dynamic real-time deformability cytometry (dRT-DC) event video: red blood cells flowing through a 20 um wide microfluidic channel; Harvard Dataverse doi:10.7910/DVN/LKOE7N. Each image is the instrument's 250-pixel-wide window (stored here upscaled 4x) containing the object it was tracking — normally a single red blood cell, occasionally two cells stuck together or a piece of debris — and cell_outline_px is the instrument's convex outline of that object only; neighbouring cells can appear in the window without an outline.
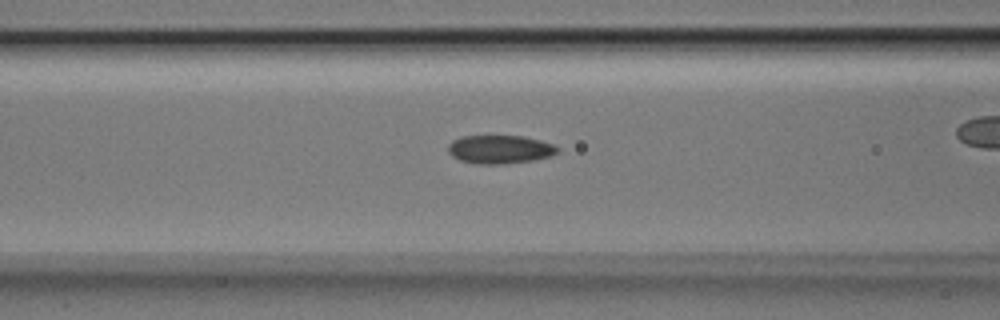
{"species": "Egyptian fruit bat (a non-hibernating species)", "species_latin": "Rousettus aegyptiacus", "temperature_condition": "room temperature", "stored_images_in_passage": 36, "camera_frame_rate_fps": 3000, "um_per_image_px": 0.085, "animal": {"sex": "male"}, "frame": {"image": 1, "passage_image": 16, "time_ms": 5.0, "image_size_px": [1000, 320], "cell_outline_px": [[560, 152], [552, 156], [532, 160], [504, 164], [476, 164], [460, 160], [452, 156], [448, 152], [448, 144], [452, 140], [464, 136], [524, 136], [540, 140], [552, 144], [560, 148]], "centroid_in_image_um": [42.5, 12.7], "position_along_channel_um": 124.1, "area_um2": 18.26}}
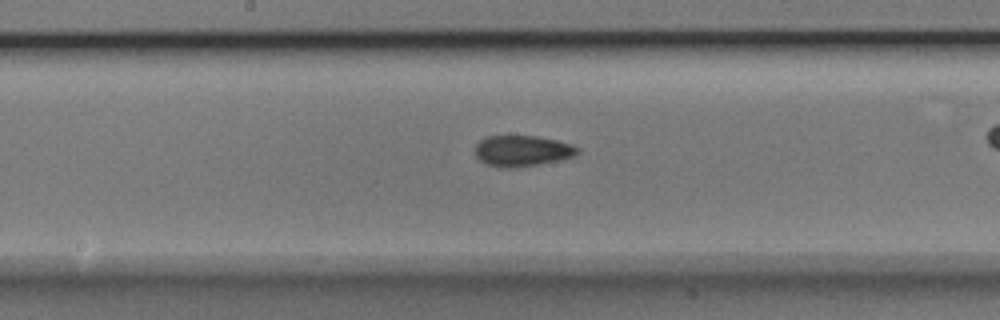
{"frame": {"image": 2, "passage_image": 22, "time_ms": 7.0, "image_size_px": [1000, 320], "cell_outline_px": [[580, 152], [572, 156], [556, 160], [536, 164], [508, 168], [504, 168], [484, 164], [476, 156], [476, 144], [484, 136], [536, 136], [556, 140], [572, 144], [580, 148]], "centroid_in_image_um": [44.36, 12.81], "position_along_channel_um": 203.8, "area_um2": 18.26}}
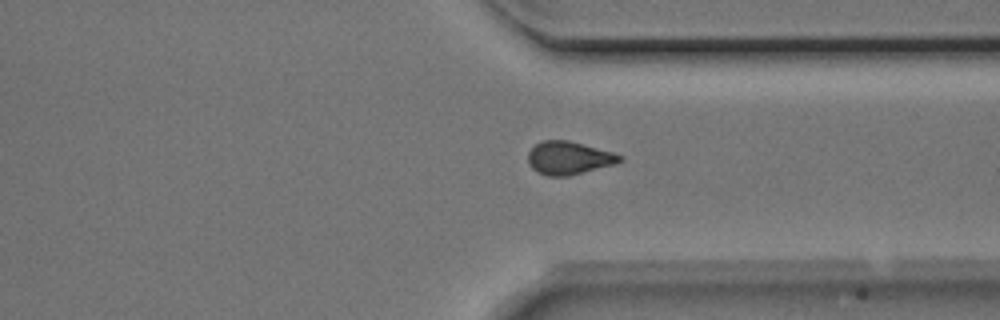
{"frame": {"image": 3, "passage_image": 34, "time_ms": 11.0, "image_size_px": [1000, 320], "cell_outline_px": [[624, 160], [616, 164], [568, 176], [548, 176], [536, 172], [528, 164], [528, 152], [536, 144], [544, 140], [568, 140], [584, 144], [612, 152], [624, 156]], "centroid_in_image_um": [48.36, 13.43], "position_along_channel_um": 363.0, "area_um2": 17.8}}